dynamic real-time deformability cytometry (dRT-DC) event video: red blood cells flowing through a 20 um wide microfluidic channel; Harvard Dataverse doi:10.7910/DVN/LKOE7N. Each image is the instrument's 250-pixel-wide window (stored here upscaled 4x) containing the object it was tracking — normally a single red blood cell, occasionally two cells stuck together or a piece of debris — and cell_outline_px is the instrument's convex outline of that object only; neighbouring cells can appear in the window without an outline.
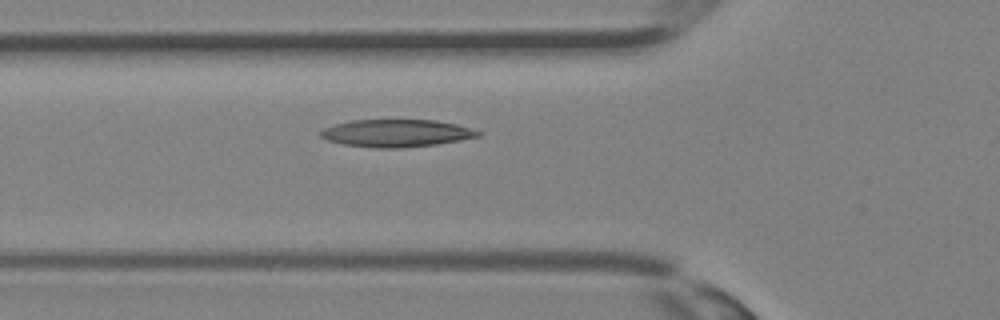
{"species": "Egyptian fruit bat (a non-hibernating species)", "species_latin": "Rousettus aegyptiacus", "temperature_condition": "room temperature", "stored_images_in_passage": 31, "segment_of_instrument_passage": [1, 2], "camera_frame_rate_fps": 3000, "um_per_image_px": 0.085, "animal": {"sex": "female"}, "frame": {"image": 1, "passage_image": 7, "time_ms": 2.0, "image_size_px": [1000, 320], "cell_outline_px": [[480, 136], [460, 140], [436, 144], [404, 148], [372, 148], [344, 144], [328, 140], [320, 136], [320, 132], [324, 128], [336, 124], [352, 120], [436, 120], [456, 124], [480, 132]], "centroid_in_image_um": [33.68, 11.32], "position_along_channel_um": 92.1, "area_um2": 25.03}}
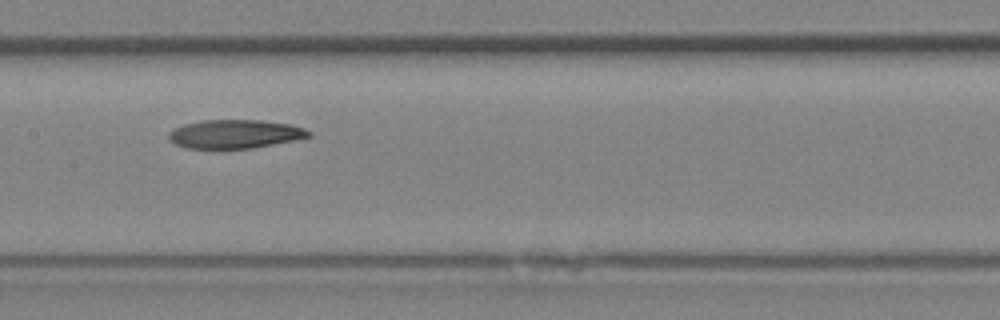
{"frame": {"image": 2, "passage_image": 12, "time_ms": 3.667, "image_size_px": [1000, 320], "cell_outline_px": [[312, 136], [296, 140], [252, 148], [184, 148], [176, 144], [168, 136], [168, 132], [172, 128], [184, 124], [200, 120], [260, 120], [292, 124], [304, 128], [312, 132]], "centroid_in_image_um": [19.99, 11.38], "position_along_channel_um": 187.4, "area_um2": 23.52}}
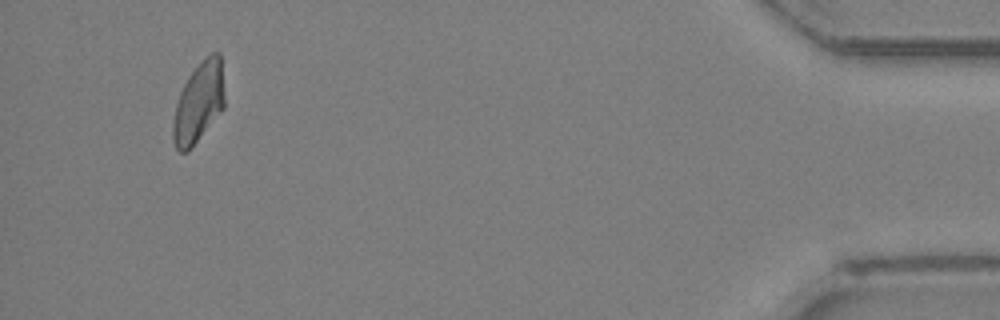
{"frame": {"image": 3, "passage_image": 28, "time_ms": 9.0, "image_size_px": [1000, 320], "cell_outline_px": [[224, 108], [188, 152], [180, 152], [176, 148], [172, 140], [172, 124], [176, 104], [180, 92], [188, 76], [212, 52], [220, 52], [224, 96]], "centroid_in_image_um": [16.87, 8.76], "position_along_channel_um": 418.3, "area_um2": 23.87}}